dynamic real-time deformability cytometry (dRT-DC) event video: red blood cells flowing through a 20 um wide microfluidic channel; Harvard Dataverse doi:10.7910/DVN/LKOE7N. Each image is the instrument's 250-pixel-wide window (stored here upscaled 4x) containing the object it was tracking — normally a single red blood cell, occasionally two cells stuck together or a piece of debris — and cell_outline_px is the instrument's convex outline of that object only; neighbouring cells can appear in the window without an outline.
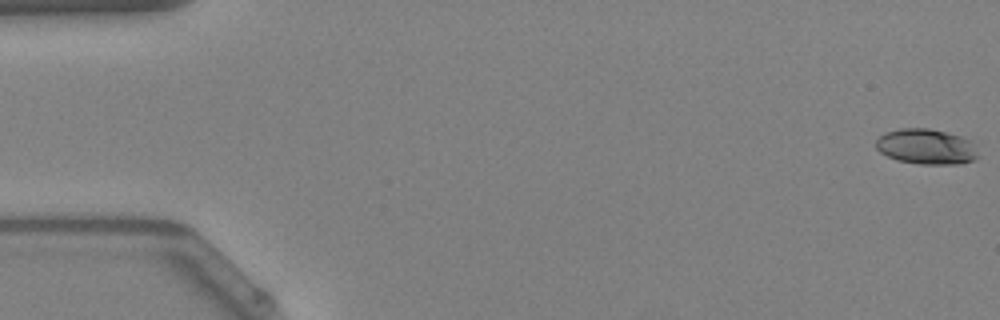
{"species": "Egyptian fruit bat (a non-hibernating species)", "species_latin": "Rousettus aegyptiacus", "temperature_condition": "warm", "stored_images_in_passage": 51, "camera_frame_rate_fps": 3000, "um_per_image_px": 0.085, "animal": {"sex": "female"}, "frame": {"image": 1, "passage_image": 1, "time_ms": 0.0, "image_size_px": [1000, 320], "cell_outline_px": [[980, 156], [976, 160], [960, 164], [920, 164], [896, 160], [880, 152], [876, 148], [876, 140], [884, 132], [900, 128], [928, 128], [948, 132], [972, 140], [976, 144]], "centroid_in_image_um": [78.79, 12.46], "position_along_channel_um": 6.2, "area_um2": 21.56}}
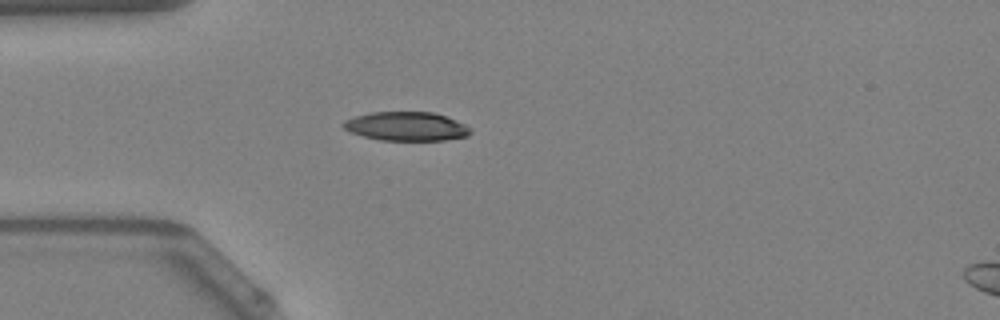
{"frame": {"image": 2, "passage_image": 15, "time_ms": 4.667, "image_size_px": [1000, 320], "cell_outline_px": [[472, 132], [468, 136], [444, 140], [380, 140], [364, 136], [352, 132], [344, 128], [340, 124], [344, 120], [368, 112], [432, 112], [444, 116], [464, 124], [472, 128]], "centroid_in_image_um": [34.53, 10.74], "position_along_channel_um": 50.5, "area_um2": 21.33}}
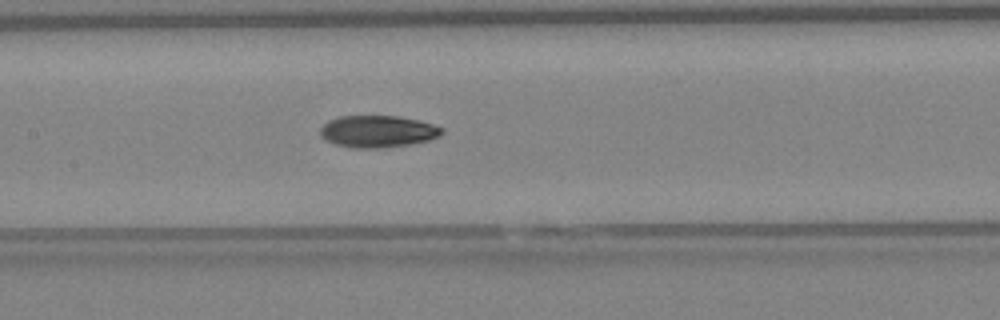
{"frame": {"image": 3, "passage_image": 25, "time_ms": 8.0, "image_size_px": [1000, 320], "cell_outline_px": [[444, 132], [440, 136], [428, 140], [408, 144], [384, 148], [352, 148], [336, 144], [320, 136], [320, 128], [328, 120], [340, 116], [396, 116], [420, 120], [444, 128]], "centroid_in_image_um": [32.12, 11.17], "position_along_channel_um": 175.3, "area_um2": 22.66}, "authors_computed_cell_mechanics": {"area_um2": 21.964, "velocity_mm_per_s": 4.0857, "shape_relaxation_time_tau1_ms": 5.6964, "shape_relaxation_time_tau2_ms": 5.1377, "deformation_change_tau1": 0.1662, "deformation_change_tau2": 0.1175}}